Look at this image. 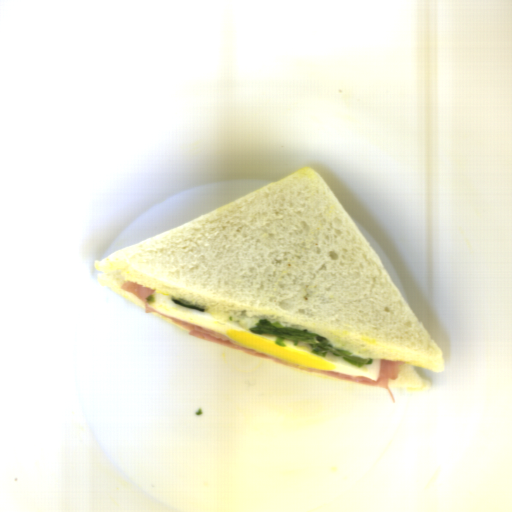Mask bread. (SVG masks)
<instances>
[{
  "instance_id": "bread-1",
  "label": "bread",
  "mask_w": 512,
  "mask_h": 512,
  "mask_svg": "<svg viewBox=\"0 0 512 512\" xmlns=\"http://www.w3.org/2000/svg\"><path fill=\"white\" fill-rule=\"evenodd\" d=\"M94 267L99 284L144 311L125 281L248 329L269 319L355 356L403 361L388 384L404 391L425 388L418 369L446 370L442 347L311 165Z\"/></svg>"
},
{
  "instance_id": "bread-2",
  "label": "bread",
  "mask_w": 512,
  "mask_h": 512,
  "mask_svg": "<svg viewBox=\"0 0 512 512\" xmlns=\"http://www.w3.org/2000/svg\"><path fill=\"white\" fill-rule=\"evenodd\" d=\"M227 347V346H225ZM229 348V347H227ZM229 349H232V348H229ZM238 353H241L247 357H250L254 360H257V361H260V362H263V363H266V364H269V365H273V366H276V367H279V368H282V369H285V370H288V371H291V372H295V373H300V374H304V375H308V376H312V377H317V378H331V377H327V376H324V375H320V374H317V373H313V372H310V371H306V370H303V369H299V368H295V367H292V366H288V365H284V364H281V363H277V362H274V361H270V360H267V359H264V358H261V357H257V356H254V355H251V354H248V353H244V352H241V351H238V350H235V349H232Z\"/></svg>"
},
{
  "instance_id": "bread-3",
  "label": "bread",
  "mask_w": 512,
  "mask_h": 512,
  "mask_svg": "<svg viewBox=\"0 0 512 512\" xmlns=\"http://www.w3.org/2000/svg\"><path fill=\"white\" fill-rule=\"evenodd\" d=\"M149 314L154 315V316H156V317H158V318H160V319H163V320H165V321H167V322H169V323H171V324L175 325L176 327H178V328H180V329H182V330H184V331H186V332H187V330H186V329H184L183 327H181L180 325L176 324V323H175V322H173L172 320H170V319H168V318H166V317H164V316H162V315H160V314H158V313H149ZM187 333H188V332H187Z\"/></svg>"
}]
</instances>
